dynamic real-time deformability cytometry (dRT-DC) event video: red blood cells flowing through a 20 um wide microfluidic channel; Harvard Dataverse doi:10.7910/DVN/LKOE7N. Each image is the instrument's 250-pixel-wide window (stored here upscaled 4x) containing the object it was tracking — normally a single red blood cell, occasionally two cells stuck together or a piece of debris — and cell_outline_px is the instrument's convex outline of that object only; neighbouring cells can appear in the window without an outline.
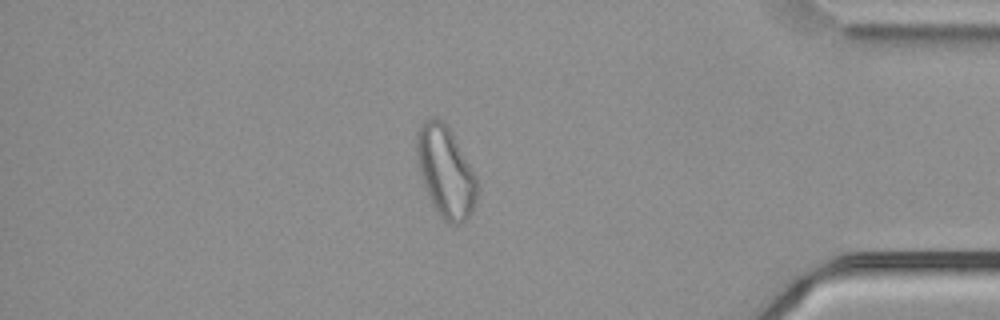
{"species": "common noctule bat (a hibernating species)", "species_latin": "Nyctalus noctula", "temperature_condition": "cold", "stored_images_in_passage": 57, "camera_frame_rate_fps": 3000, "um_per_image_px": 0.085, "animal": {"sex": "male", "body_mass_g": 21.5, "forearm_length_mm": 52.0}, "frame": {"image": 1, "passage_image": 49, "time_ms": 16.0, "image_size_px": [1000, 320], "cell_outline_px": [[476, 200], [472, 212], [468, 220], [464, 224], [448, 224], [436, 212], [432, 204], [424, 184], [416, 156], [416, 132], [420, 124], [424, 120], [432, 116], [436, 116], [452, 132], [476, 176]], "centroid_in_image_um": [37.87, 14.61], "position_along_channel_um": 397.3, "area_um2": 32.02}}